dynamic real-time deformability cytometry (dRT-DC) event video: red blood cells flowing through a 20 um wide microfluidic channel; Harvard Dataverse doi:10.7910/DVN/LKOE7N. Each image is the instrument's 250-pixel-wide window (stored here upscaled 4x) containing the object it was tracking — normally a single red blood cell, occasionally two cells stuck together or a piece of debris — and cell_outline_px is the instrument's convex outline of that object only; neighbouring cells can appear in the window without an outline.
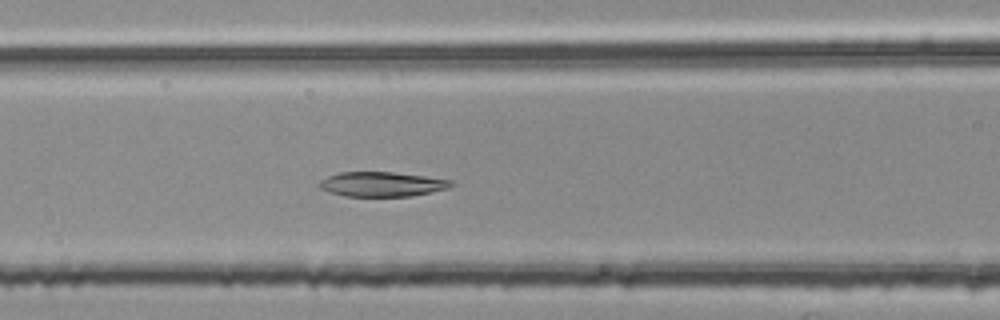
{"species": "common noctule bat (a hibernating species)", "species_latin": "Nyctalus noctula", "temperature_condition": "room temperature", "stored_images_in_passage": 38, "camera_frame_rate_fps": 3000, "um_per_image_px": 0.085, "animal": {"sex": "female", "body_mass_g": 25.1}, "frame": {"image": 1, "passage_image": 9, "time_ms": 2.667, "image_size_px": [1000, 320], "cell_outline_px": [[456, 184], [448, 188], [412, 196], [344, 196], [328, 192], [320, 188], [316, 184], [320, 180], [328, 176], [340, 172], [392, 172], [424, 176], [452, 180]], "centroid_in_image_um": [32.44, 15.66], "position_along_channel_um": 134.2, "area_um2": 19.02}}
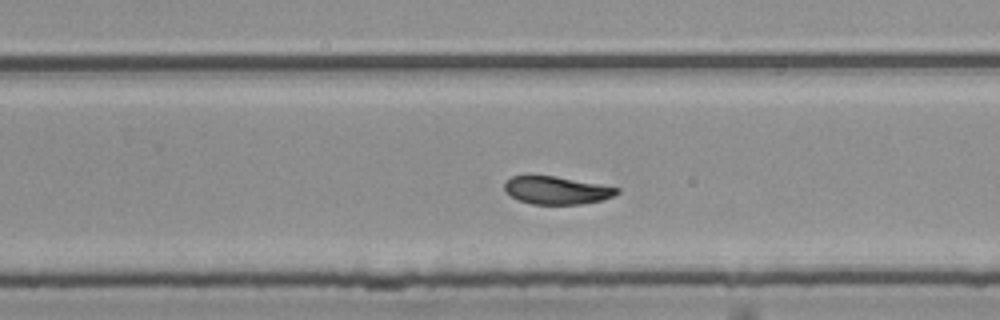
{"frame": {"image": 2, "passage_image": 21, "time_ms": 6.667, "image_size_px": [1000, 320], "cell_outline_px": [[620, 192], [612, 196], [600, 200], [580, 204], [532, 204], [520, 200], [504, 192], [504, 180], [512, 176], [528, 172], [556, 176], [620, 188]], "centroid_in_image_um": [47.21, 16.12], "position_along_channel_um": 282.6, "area_um2": 18.73}}
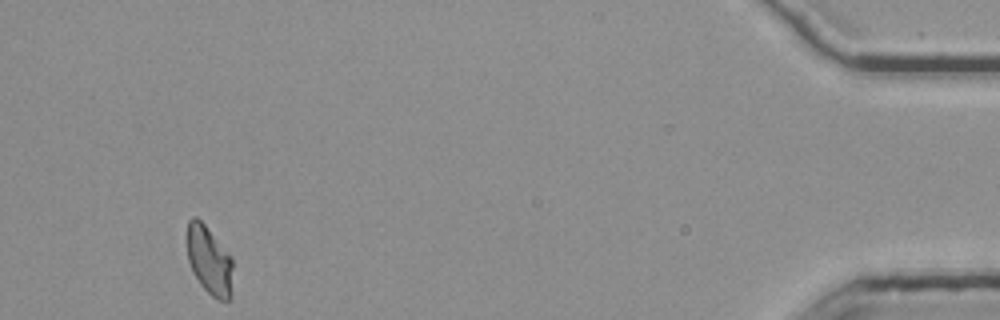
{"frame": {"image": 3, "passage_image": 38, "time_ms": 12.333, "image_size_px": [1000, 320], "cell_outline_px": [[232, 296], [228, 300], [220, 300], [212, 296], [200, 284], [192, 272], [188, 260], [184, 236], [188, 220], [192, 216], [196, 216], [204, 224], [232, 256]], "centroid_in_image_um": [17.74, 22.09], "position_along_channel_um": 417.5, "area_um2": 18.84}, "authors_computed_cell_mechanics": {"area_um2": 19.2185, "velocity_mm_per_s": 3.7215, "shape_relaxation_time_tau1_ms": 8.6583, "shape_relaxation_time_tau2_ms": 4.1404, "deformation_change_tau1": 0.1797, "deformation_change_tau2": 0.087}}